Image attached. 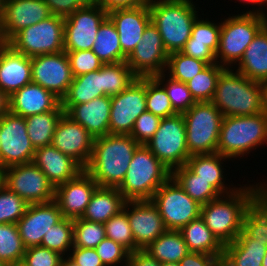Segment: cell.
Returning a JSON list of instances; mask_svg holds the SVG:
<instances>
[{
  "label": "cell",
  "mask_w": 267,
  "mask_h": 266,
  "mask_svg": "<svg viewBox=\"0 0 267 266\" xmlns=\"http://www.w3.org/2000/svg\"><path fill=\"white\" fill-rule=\"evenodd\" d=\"M139 144L130 135L107 134L94 138L85 170L99 187L118 188Z\"/></svg>",
  "instance_id": "1"
},
{
  "label": "cell",
  "mask_w": 267,
  "mask_h": 266,
  "mask_svg": "<svg viewBox=\"0 0 267 266\" xmlns=\"http://www.w3.org/2000/svg\"><path fill=\"white\" fill-rule=\"evenodd\" d=\"M250 181L235 192L220 196L201 206L200 217L213 235L223 245L232 243L241 233L243 217L249 198L262 186V182Z\"/></svg>",
  "instance_id": "2"
},
{
  "label": "cell",
  "mask_w": 267,
  "mask_h": 266,
  "mask_svg": "<svg viewBox=\"0 0 267 266\" xmlns=\"http://www.w3.org/2000/svg\"><path fill=\"white\" fill-rule=\"evenodd\" d=\"M211 102L223 116L258 115L264 112L263 83L234 68H225L218 77Z\"/></svg>",
  "instance_id": "3"
},
{
  "label": "cell",
  "mask_w": 267,
  "mask_h": 266,
  "mask_svg": "<svg viewBox=\"0 0 267 266\" xmlns=\"http://www.w3.org/2000/svg\"><path fill=\"white\" fill-rule=\"evenodd\" d=\"M193 0H150L151 21L157 27L168 54L180 52L191 37L193 23L200 15ZM199 8V9H198ZM199 12V13H198Z\"/></svg>",
  "instance_id": "4"
},
{
  "label": "cell",
  "mask_w": 267,
  "mask_h": 266,
  "mask_svg": "<svg viewBox=\"0 0 267 266\" xmlns=\"http://www.w3.org/2000/svg\"><path fill=\"white\" fill-rule=\"evenodd\" d=\"M267 144V113L224 116L217 153L240 161L244 156Z\"/></svg>",
  "instance_id": "5"
},
{
  "label": "cell",
  "mask_w": 267,
  "mask_h": 266,
  "mask_svg": "<svg viewBox=\"0 0 267 266\" xmlns=\"http://www.w3.org/2000/svg\"><path fill=\"white\" fill-rule=\"evenodd\" d=\"M170 177L171 171L145 145H139L118 190L126 201L151 200Z\"/></svg>",
  "instance_id": "6"
},
{
  "label": "cell",
  "mask_w": 267,
  "mask_h": 266,
  "mask_svg": "<svg viewBox=\"0 0 267 266\" xmlns=\"http://www.w3.org/2000/svg\"><path fill=\"white\" fill-rule=\"evenodd\" d=\"M236 12L221 18L216 61L225 68H234L240 62L248 45L264 27L262 15Z\"/></svg>",
  "instance_id": "7"
},
{
  "label": "cell",
  "mask_w": 267,
  "mask_h": 266,
  "mask_svg": "<svg viewBox=\"0 0 267 266\" xmlns=\"http://www.w3.org/2000/svg\"><path fill=\"white\" fill-rule=\"evenodd\" d=\"M185 120L189 155L217 153L224 116L210 102H196L182 113Z\"/></svg>",
  "instance_id": "8"
},
{
  "label": "cell",
  "mask_w": 267,
  "mask_h": 266,
  "mask_svg": "<svg viewBox=\"0 0 267 266\" xmlns=\"http://www.w3.org/2000/svg\"><path fill=\"white\" fill-rule=\"evenodd\" d=\"M7 44L28 57L64 51V18L55 15L19 31Z\"/></svg>",
  "instance_id": "9"
},
{
  "label": "cell",
  "mask_w": 267,
  "mask_h": 266,
  "mask_svg": "<svg viewBox=\"0 0 267 266\" xmlns=\"http://www.w3.org/2000/svg\"><path fill=\"white\" fill-rule=\"evenodd\" d=\"M170 171L186 165L191 157L187 148L182 113L161 119L159 128L145 145Z\"/></svg>",
  "instance_id": "10"
},
{
  "label": "cell",
  "mask_w": 267,
  "mask_h": 266,
  "mask_svg": "<svg viewBox=\"0 0 267 266\" xmlns=\"http://www.w3.org/2000/svg\"><path fill=\"white\" fill-rule=\"evenodd\" d=\"M151 201L158 208L167 230H181L200 217L201 206L170 177L153 195Z\"/></svg>",
  "instance_id": "11"
},
{
  "label": "cell",
  "mask_w": 267,
  "mask_h": 266,
  "mask_svg": "<svg viewBox=\"0 0 267 266\" xmlns=\"http://www.w3.org/2000/svg\"><path fill=\"white\" fill-rule=\"evenodd\" d=\"M2 185L23 198L28 204L55 200L56 188L33 162L3 169Z\"/></svg>",
  "instance_id": "12"
},
{
  "label": "cell",
  "mask_w": 267,
  "mask_h": 266,
  "mask_svg": "<svg viewBox=\"0 0 267 266\" xmlns=\"http://www.w3.org/2000/svg\"><path fill=\"white\" fill-rule=\"evenodd\" d=\"M0 167L31 163L35 148L28 137L25 118L12 112L0 118Z\"/></svg>",
  "instance_id": "13"
},
{
  "label": "cell",
  "mask_w": 267,
  "mask_h": 266,
  "mask_svg": "<svg viewBox=\"0 0 267 266\" xmlns=\"http://www.w3.org/2000/svg\"><path fill=\"white\" fill-rule=\"evenodd\" d=\"M107 16L108 13L91 0L65 18L64 51L91 50L100 25Z\"/></svg>",
  "instance_id": "14"
},
{
  "label": "cell",
  "mask_w": 267,
  "mask_h": 266,
  "mask_svg": "<svg viewBox=\"0 0 267 266\" xmlns=\"http://www.w3.org/2000/svg\"><path fill=\"white\" fill-rule=\"evenodd\" d=\"M168 56L162 37L151 21L126 63L138 78H153L165 73Z\"/></svg>",
  "instance_id": "15"
},
{
  "label": "cell",
  "mask_w": 267,
  "mask_h": 266,
  "mask_svg": "<svg viewBox=\"0 0 267 266\" xmlns=\"http://www.w3.org/2000/svg\"><path fill=\"white\" fill-rule=\"evenodd\" d=\"M146 110V78H137L127 89L111 96L109 134L130 135L136 119Z\"/></svg>",
  "instance_id": "16"
},
{
  "label": "cell",
  "mask_w": 267,
  "mask_h": 266,
  "mask_svg": "<svg viewBox=\"0 0 267 266\" xmlns=\"http://www.w3.org/2000/svg\"><path fill=\"white\" fill-rule=\"evenodd\" d=\"M31 74L32 82L53 92L61 100L74 78L65 51L32 57Z\"/></svg>",
  "instance_id": "17"
},
{
  "label": "cell",
  "mask_w": 267,
  "mask_h": 266,
  "mask_svg": "<svg viewBox=\"0 0 267 266\" xmlns=\"http://www.w3.org/2000/svg\"><path fill=\"white\" fill-rule=\"evenodd\" d=\"M52 16L43 0H8L3 3L0 36L8 43L19 31Z\"/></svg>",
  "instance_id": "18"
},
{
  "label": "cell",
  "mask_w": 267,
  "mask_h": 266,
  "mask_svg": "<svg viewBox=\"0 0 267 266\" xmlns=\"http://www.w3.org/2000/svg\"><path fill=\"white\" fill-rule=\"evenodd\" d=\"M93 143L92 135L64 114L57 124L51 145L85 169L91 159Z\"/></svg>",
  "instance_id": "19"
},
{
  "label": "cell",
  "mask_w": 267,
  "mask_h": 266,
  "mask_svg": "<svg viewBox=\"0 0 267 266\" xmlns=\"http://www.w3.org/2000/svg\"><path fill=\"white\" fill-rule=\"evenodd\" d=\"M127 218L135 250L146 248L167 231L158 208L151 200L127 201Z\"/></svg>",
  "instance_id": "20"
},
{
  "label": "cell",
  "mask_w": 267,
  "mask_h": 266,
  "mask_svg": "<svg viewBox=\"0 0 267 266\" xmlns=\"http://www.w3.org/2000/svg\"><path fill=\"white\" fill-rule=\"evenodd\" d=\"M63 218L55 200L47 203L28 204L25 214L17 222L25 247L41 246L45 233Z\"/></svg>",
  "instance_id": "21"
},
{
  "label": "cell",
  "mask_w": 267,
  "mask_h": 266,
  "mask_svg": "<svg viewBox=\"0 0 267 266\" xmlns=\"http://www.w3.org/2000/svg\"><path fill=\"white\" fill-rule=\"evenodd\" d=\"M98 187L85 169L75 178L58 185L55 190V201L58 203L63 217L70 219L82 217Z\"/></svg>",
  "instance_id": "22"
},
{
  "label": "cell",
  "mask_w": 267,
  "mask_h": 266,
  "mask_svg": "<svg viewBox=\"0 0 267 266\" xmlns=\"http://www.w3.org/2000/svg\"><path fill=\"white\" fill-rule=\"evenodd\" d=\"M119 34L122 53L128 57L141 41L143 32L151 22L149 4L135 8L115 9L108 12Z\"/></svg>",
  "instance_id": "23"
},
{
  "label": "cell",
  "mask_w": 267,
  "mask_h": 266,
  "mask_svg": "<svg viewBox=\"0 0 267 266\" xmlns=\"http://www.w3.org/2000/svg\"><path fill=\"white\" fill-rule=\"evenodd\" d=\"M65 114L82 125L93 138L109 134L111 96L105 95L76 105H61Z\"/></svg>",
  "instance_id": "24"
},
{
  "label": "cell",
  "mask_w": 267,
  "mask_h": 266,
  "mask_svg": "<svg viewBox=\"0 0 267 266\" xmlns=\"http://www.w3.org/2000/svg\"><path fill=\"white\" fill-rule=\"evenodd\" d=\"M200 15L193 23L191 37L180 51L186 56L206 62L208 65L217 63L216 52L219 47L221 19L209 20Z\"/></svg>",
  "instance_id": "25"
},
{
  "label": "cell",
  "mask_w": 267,
  "mask_h": 266,
  "mask_svg": "<svg viewBox=\"0 0 267 266\" xmlns=\"http://www.w3.org/2000/svg\"><path fill=\"white\" fill-rule=\"evenodd\" d=\"M53 110H63L61 99L34 82L9 96V111L24 118Z\"/></svg>",
  "instance_id": "26"
},
{
  "label": "cell",
  "mask_w": 267,
  "mask_h": 266,
  "mask_svg": "<svg viewBox=\"0 0 267 266\" xmlns=\"http://www.w3.org/2000/svg\"><path fill=\"white\" fill-rule=\"evenodd\" d=\"M32 82L31 57L16 52L9 44L0 45V89L8 96Z\"/></svg>",
  "instance_id": "27"
},
{
  "label": "cell",
  "mask_w": 267,
  "mask_h": 266,
  "mask_svg": "<svg viewBox=\"0 0 267 266\" xmlns=\"http://www.w3.org/2000/svg\"><path fill=\"white\" fill-rule=\"evenodd\" d=\"M56 188L75 178L84 169L52 145L35 149L33 161Z\"/></svg>",
  "instance_id": "28"
},
{
  "label": "cell",
  "mask_w": 267,
  "mask_h": 266,
  "mask_svg": "<svg viewBox=\"0 0 267 266\" xmlns=\"http://www.w3.org/2000/svg\"><path fill=\"white\" fill-rule=\"evenodd\" d=\"M232 159L219 153L192 155L186 162V166L199 178L209 182V184L221 195H228L235 192L238 186L230 183L227 178L225 163ZM225 162V163H224ZM226 173V174H225ZM227 177V178H226ZM226 181V182H225ZM228 182V184H227Z\"/></svg>",
  "instance_id": "29"
},
{
  "label": "cell",
  "mask_w": 267,
  "mask_h": 266,
  "mask_svg": "<svg viewBox=\"0 0 267 266\" xmlns=\"http://www.w3.org/2000/svg\"><path fill=\"white\" fill-rule=\"evenodd\" d=\"M245 77L264 83L267 81V29L262 28L248 45L240 62L234 67Z\"/></svg>",
  "instance_id": "30"
},
{
  "label": "cell",
  "mask_w": 267,
  "mask_h": 266,
  "mask_svg": "<svg viewBox=\"0 0 267 266\" xmlns=\"http://www.w3.org/2000/svg\"><path fill=\"white\" fill-rule=\"evenodd\" d=\"M267 246L251 239L243 230L232 242L224 246L225 266H262Z\"/></svg>",
  "instance_id": "31"
},
{
  "label": "cell",
  "mask_w": 267,
  "mask_h": 266,
  "mask_svg": "<svg viewBox=\"0 0 267 266\" xmlns=\"http://www.w3.org/2000/svg\"><path fill=\"white\" fill-rule=\"evenodd\" d=\"M242 230L267 246V189L262 185L248 200Z\"/></svg>",
  "instance_id": "32"
},
{
  "label": "cell",
  "mask_w": 267,
  "mask_h": 266,
  "mask_svg": "<svg viewBox=\"0 0 267 266\" xmlns=\"http://www.w3.org/2000/svg\"><path fill=\"white\" fill-rule=\"evenodd\" d=\"M126 200L118 188L98 187L86 207L82 219L104 224L123 210Z\"/></svg>",
  "instance_id": "33"
},
{
  "label": "cell",
  "mask_w": 267,
  "mask_h": 266,
  "mask_svg": "<svg viewBox=\"0 0 267 266\" xmlns=\"http://www.w3.org/2000/svg\"><path fill=\"white\" fill-rule=\"evenodd\" d=\"M179 231L182 233L190 252L205 253L213 256L224 255V246L205 225L201 217L192 220Z\"/></svg>",
  "instance_id": "34"
},
{
  "label": "cell",
  "mask_w": 267,
  "mask_h": 266,
  "mask_svg": "<svg viewBox=\"0 0 267 266\" xmlns=\"http://www.w3.org/2000/svg\"><path fill=\"white\" fill-rule=\"evenodd\" d=\"M91 50L103 64H114L127 60L122 53L116 27L108 16L101 23Z\"/></svg>",
  "instance_id": "35"
},
{
  "label": "cell",
  "mask_w": 267,
  "mask_h": 266,
  "mask_svg": "<svg viewBox=\"0 0 267 266\" xmlns=\"http://www.w3.org/2000/svg\"><path fill=\"white\" fill-rule=\"evenodd\" d=\"M160 263H179L190 251L180 231L167 230L144 248Z\"/></svg>",
  "instance_id": "36"
},
{
  "label": "cell",
  "mask_w": 267,
  "mask_h": 266,
  "mask_svg": "<svg viewBox=\"0 0 267 266\" xmlns=\"http://www.w3.org/2000/svg\"><path fill=\"white\" fill-rule=\"evenodd\" d=\"M103 96L102 67L73 78L61 105H76Z\"/></svg>",
  "instance_id": "37"
},
{
  "label": "cell",
  "mask_w": 267,
  "mask_h": 266,
  "mask_svg": "<svg viewBox=\"0 0 267 266\" xmlns=\"http://www.w3.org/2000/svg\"><path fill=\"white\" fill-rule=\"evenodd\" d=\"M64 110H53L25 118L28 137L35 149L51 145L57 124Z\"/></svg>",
  "instance_id": "38"
},
{
  "label": "cell",
  "mask_w": 267,
  "mask_h": 266,
  "mask_svg": "<svg viewBox=\"0 0 267 266\" xmlns=\"http://www.w3.org/2000/svg\"><path fill=\"white\" fill-rule=\"evenodd\" d=\"M171 177L200 205L207 204L221 196L209 182L199 178V175L193 173L186 165L173 169Z\"/></svg>",
  "instance_id": "39"
},
{
  "label": "cell",
  "mask_w": 267,
  "mask_h": 266,
  "mask_svg": "<svg viewBox=\"0 0 267 266\" xmlns=\"http://www.w3.org/2000/svg\"><path fill=\"white\" fill-rule=\"evenodd\" d=\"M138 77L126 61L102 66L103 96H113L127 89Z\"/></svg>",
  "instance_id": "40"
},
{
  "label": "cell",
  "mask_w": 267,
  "mask_h": 266,
  "mask_svg": "<svg viewBox=\"0 0 267 266\" xmlns=\"http://www.w3.org/2000/svg\"><path fill=\"white\" fill-rule=\"evenodd\" d=\"M225 67L218 63L209 64L200 73L186 82L195 102H210L213 98L217 80Z\"/></svg>",
  "instance_id": "41"
},
{
  "label": "cell",
  "mask_w": 267,
  "mask_h": 266,
  "mask_svg": "<svg viewBox=\"0 0 267 266\" xmlns=\"http://www.w3.org/2000/svg\"><path fill=\"white\" fill-rule=\"evenodd\" d=\"M25 252L17 224H0V260L7 265L22 262Z\"/></svg>",
  "instance_id": "42"
},
{
  "label": "cell",
  "mask_w": 267,
  "mask_h": 266,
  "mask_svg": "<svg viewBox=\"0 0 267 266\" xmlns=\"http://www.w3.org/2000/svg\"><path fill=\"white\" fill-rule=\"evenodd\" d=\"M207 66L206 62L174 52L168 56L165 74L175 81L186 83Z\"/></svg>",
  "instance_id": "43"
},
{
  "label": "cell",
  "mask_w": 267,
  "mask_h": 266,
  "mask_svg": "<svg viewBox=\"0 0 267 266\" xmlns=\"http://www.w3.org/2000/svg\"><path fill=\"white\" fill-rule=\"evenodd\" d=\"M41 247L48 248L68 257L73 248V219L63 218L45 233Z\"/></svg>",
  "instance_id": "44"
},
{
  "label": "cell",
  "mask_w": 267,
  "mask_h": 266,
  "mask_svg": "<svg viewBox=\"0 0 267 266\" xmlns=\"http://www.w3.org/2000/svg\"><path fill=\"white\" fill-rule=\"evenodd\" d=\"M104 238V224L87 221L81 217L73 219V247L95 248Z\"/></svg>",
  "instance_id": "45"
},
{
  "label": "cell",
  "mask_w": 267,
  "mask_h": 266,
  "mask_svg": "<svg viewBox=\"0 0 267 266\" xmlns=\"http://www.w3.org/2000/svg\"><path fill=\"white\" fill-rule=\"evenodd\" d=\"M106 238L112 239L116 243L125 247L130 253L135 251V240L127 218V201L123 210L112 216L105 223Z\"/></svg>",
  "instance_id": "46"
},
{
  "label": "cell",
  "mask_w": 267,
  "mask_h": 266,
  "mask_svg": "<svg viewBox=\"0 0 267 266\" xmlns=\"http://www.w3.org/2000/svg\"><path fill=\"white\" fill-rule=\"evenodd\" d=\"M147 111L161 118L177 114L165 88L153 77L146 78Z\"/></svg>",
  "instance_id": "47"
},
{
  "label": "cell",
  "mask_w": 267,
  "mask_h": 266,
  "mask_svg": "<svg viewBox=\"0 0 267 266\" xmlns=\"http://www.w3.org/2000/svg\"><path fill=\"white\" fill-rule=\"evenodd\" d=\"M154 78L165 88L171 104L177 113H184L196 103L186 83L175 81L165 73Z\"/></svg>",
  "instance_id": "48"
},
{
  "label": "cell",
  "mask_w": 267,
  "mask_h": 266,
  "mask_svg": "<svg viewBox=\"0 0 267 266\" xmlns=\"http://www.w3.org/2000/svg\"><path fill=\"white\" fill-rule=\"evenodd\" d=\"M27 207L28 203L23 198L0 185V224H17Z\"/></svg>",
  "instance_id": "49"
},
{
  "label": "cell",
  "mask_w": 267,
  "mask_h": 266,
  "mask_svg": "<svg viewBox=\"0 0 267 266\" xmlns=\"http://www.w3.org/2000/svg\"><path fill=\"white\" fill-rule=\"evenodd\" d=\"M95 250L104 266H127L128 264L130 252L112 239L104 238Z\"/></svg>",
  "instance_id": "50"
},
{
  "label": "cell",
  "mask_w": 267,
  "mask_h": 266,
  "mask_svg": "<svg viewBox=\"0 0 267 266\" xmlns=\"http://www.w3.org/2000/svg\"><path fill=\"white\" fill-rule=\"evenodd\" d=\"M73 77L98 71L104 64L92 50L67 52Z\"/></svg>",
  "instance_id": "51"
},
{
  "label": "cell",
  "mask_w": 267,
  "mask_h": 266,
  "mask_svg": "<svg viewBox=\"0 0 267 266\" xmlns=\"http://www.w3.org/2000/svg\"><path fill=\"white\" fill-rule=\"evenodd\" d=\"M161 119V117L146 110L136 119L130 136L139 145H146L159 128Z\"/></svg>",
  "instance_id": "52"
},
{
  "label": "cell",
  "mask_w": 267,
  "mask_h": 266,
  "mask_svg": "<svg viewBox=\"0 0 267 266\" xmlns=\"http://www.w3.org/2000/svg\"><path fill=\"white\" fill-rule=\"evenodd\" d=\"M64 256L41 246L26 248L22 262L26 266H61Z\"/></svg>",
  "instance_id": "53"
},
{
  "label": "cell",
  "mask_w": 267,
  "mask_h": 266,
  "mask_svg": "<svg viewBox=\"0 0 267 266\" xmlns=\"http://www.w3.org/2000/svg\"><path fill=\"white\" fill-rule=\"evenodd\" d=\"M52 15L67 18L78 9L84 7L91 0H43Z\"/></svg>",
  "instance_id": "54"
},
{
  "label": "cell",
  "mask_w": 267,
  "mask_h": 266,
  "mask_svg": "<svg viewBox=\"0 0 267 266\" xmlns=\"http://www.w3.org/2000/svg\"><path fill=\"white\" fill-rule=\"evenodd\" d=\"M68 258L78 266H104L95 248L73 247Z\"/></svg>",
  "instance_id": "55"
},
{
  "label": "cell",
  "mask_w": 267,
  "mask_h": 266,
  "mask_svg": "<svg viewBox=\"0 0 267 266\" xmlns=\"http://www.w3.org/2000/svg\"><path fill=\"white\" fill-rule=\"evenodd\" d=\"M223 256L189 252L180 260L179 266H220L223 263Z\"/></svg>",
  "instance_id": "56"
},
{
  "label": "cell",
  "mask_w": 267,
  "mask_h": 266,
  "mask_svg": "<svg viewBox=\"0 0 267 266\" xmlns=\"http://www.w3.org/2000/svg\"><path fill=\"white\" fill-rule=\"evenodd\" d=\"M102 7L107 13L115 9L135 8L149 4L150 0H92Z\"/></svg>",
  "instance_id": "57"
},
{
  "label": "cell",
  "mask_w": 267,
  "mask_h": 266,
  "mask_svg": "<svg viewBox=\"0 0 267 266\" xmlns=\"http://www.w3.org/2000/svg\"><path fill=\"white\" fill-rule=\"evenodd\" d=\"M127 266H161V263L144 249H138L130 253Z\"/></svg>",
  "instance_id": "58"
},
{
  "label": "cell",
  "mask_w": 267,
  "mask_h": 266,
  "mask_svg": "<svg viewBox=\"0 0 267 266\" xmlns=\"http://www.w3.org/2000/svg\"><path fill=\"white\" fill-rule=\"evenodd\" d=\"M238 2H241V3H245V5L247 4L249 6V4L252 6V9L250 10L248 7H247V10L242 11V13H253V14H259V15H262L264 10H265V6L267 4V0H237ZM259 8H257L256 6ZM249 9V10H248Z\"/></svg>",
  "instance_id": "59"
},
{
  "label": "cell",
  "mask_w": 267,
  "mask_h": 266,
  "mask_svg": "<svg viewBox=\"0 0 267 266\" xmlns=\"http://www.w3.org/2000/svg\"><path fill=\"white\" fill-rule=\"evenodd\" d=\"M9 112V96L0 89V118Z\"/></svg>",
  "instance_id": "60"
},
{
  "label": "cell",
  "mask_w": 267,
  "mask_h": 266,
  "mask_svg": "<svg viewBox=\"0 0 267 266\" xmlns=\"http://www.w3.org/2000/svg\"><path fill=\"white\" fill-rule=\"evenodd\" d=\"M264 111L267 113V81L263 83Z\"/></svg>",
  "instance_id": "61"
},
{
  "label": "cell",
  "mask_w": 267,
  "mask_h": 266,
  "mask_svg": "<svg viewBox=\"0 0 267 266\" xmlns=\"http://www.w3.org/2000/svg\"><path fill=\"white\" fill-rule=\"evenodd\" d=\"M61 266H78V265L72 262L68 257H64Z\"/></svg>",
  "instance_id": "62"
},
{
  "label": "cell",
  "mask_w": 267,
  "mask_h": 266,
  "mask_svg": "<svg viewBox=\"0 0 267 266\" xmlns=\"http://www.w3.org/2000/svg\"><path fill=\"white\" fill-rule=\"evenodd\" d=\"M267 6V4H266ZM262 18H263V25H264V28L267 29V7H265V10L262 14Z\"/></svg>",
  "instance_id": "63"
},
{
  "label": "cell",
  "mask_w": 267,
  "mask_h": 266,
  "mask_svg": "<svg viewBox=\"0 0 267 266\" xmlns=\"http://www.w3.org/2000/svg\"><path fill=\"white\" fill-rule=\"evenodd\" d=\"M161 266H179V263L167 262V263H161Z\"/></svg>",
  "instance_id": "64"
},
{
  "label": "cell",
  "mask_w": 267,
  "mask_h": 266,
  "mask_svg": "<svg viewBox=\"0 0 267 266\" xmlns=\"http://www.w3.org/2000/svg\"><path fill=\"white\" fill-rule=\"evenodd\" d=\"M262 266H267V249H266V253H265V256L263 258V261H262Z\"/></svg>",
  "instance_id": "65"
},
{
  "label": "cell",
  "mask_w": 267,
  "mask_h": 266,
  "mask_svg": "<svg viewBox=\"0 0 267 266\" xmlns=\"http://www.w3.org/2000/svg\"><path fill=\"white\" fill-rule=\"evenodd\" d=\"M2 14H3V2L0 0V21L2 19Z\"/></svg>",
  "instance_id": "66"
},
{
  "label": "cell",
  "mask_w": 267,
  "mask_h": 266,
  "mask_svg": "<svg viewBox=\"0 0 267 266\" xmlns=\"http://www.w3.org/2000/svg\"><path fill=\"white\" fill-rule=\"evenodd\" d=\"M8 266H26L23 262H17L13 264H9Z\"/></svg>",
  "instance_id": "67"
},
{
  "label": "cell",
  "mask_w": 267,
  "mask_h": 266,
  "mask_svg": "<svg viewBox=\"0 0 267 266\" xmlns=\"http://www.w3.org/2000/svg\"><path fill=\"white\" fill-rule=\"evenodd\" d=\"M264 180H266V179H264V178L262 179V181H263L262 185L267 189V180L265 182H264Z\"/></svg>",
  "instance_id": "68"
},
{
  "label": "cell",
  "mask_w": 267,
  "mask_h": 266,
  "mask_svg": "<svg viewBox=\"0 0 267 266\" xmlns=\"http://www.w3.org/2000/svg\"><path fill=\"white\" fill-rule=\"evenodd\" d=\"M2 168L0 167V185L2 184Z\"/></svg>",
  "instance_id": "69"
},
{
  "label": "cell",
  "mask_w": 267,
  "mask_h": 266,
  "mask_svg": "<svg viewBox=\"0 0 267 266\" xmlns=\"http://www.w3.org/2000/svg\"><path fill=\"white\" fill-rule=\"evenodd\" d=\"M0 266H8V265L0 260Z\"/></svg>",
  "instance_id": "70"
},
{
  "label": "cell",
  "mask_w": 267,
  "mask_h": 266,
  "mask_svg": "<svg viewBox=\"0 0 267 266\" xmlns=\"http://www.w3.org/2000/svg\"><path fill=\"white\" fill-rule=\"evenodd\" d=\"M3 43H4V42L2 41V38H1V36H0V45L3 44Z\"/></svg>",
  "instance_id": "71"
}]
</instances>
